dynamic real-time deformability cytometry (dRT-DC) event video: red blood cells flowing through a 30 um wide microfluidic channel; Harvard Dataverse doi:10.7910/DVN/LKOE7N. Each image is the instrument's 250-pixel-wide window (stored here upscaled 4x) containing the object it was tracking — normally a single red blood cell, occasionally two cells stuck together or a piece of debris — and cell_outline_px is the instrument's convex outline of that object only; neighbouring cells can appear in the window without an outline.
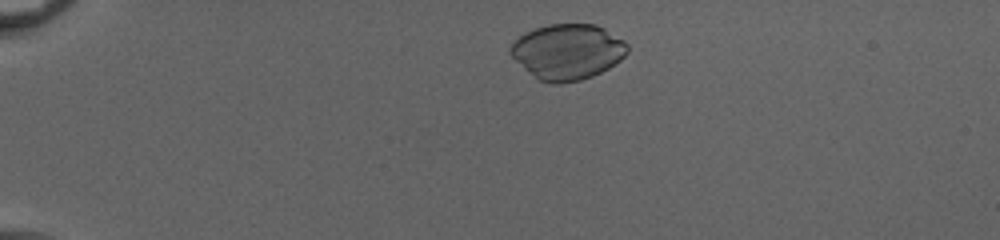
{"species": "common noctule bat (a hibernating species)", "species_latin": "Nyctalus noctula", "temperature_condition": "cold", "stored_images_in_passage": 43, "camera_frame_rate_fps": 3000, "um_per_image_px": 0.085, "animal": {"sex": "female", "body_mass_g": 20.0, "forearm_length_mm": 54.0}, "frame": {"image": 1, "passage_image": 3, "time_ms": 0.667, "image_size_px": [1000, 240], "cell_outline_px": [[628, 52], [620, 60], [608, 68], [592, 76], [580, 80], [560, 84], [552, 84], [540, 80], [524, 68], [508, 52], [508, 48], [520, 36], [536, 28], [548, 24], [596, 24], [604, 28], [624, 40], [628, 44]], "centroid_in_image_um": [48.26, 4.39], "position_along_channel_um": 36.7, "area_um2": 37.63}}